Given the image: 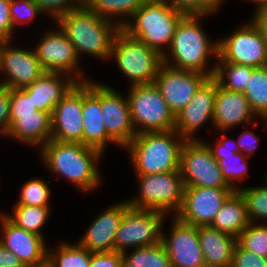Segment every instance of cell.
Listing matches in <instances>:
<instances>
[{"instance_id": "1", "label": "cell", "mask_w": 267, "mask_h": 267, "mask_svg": "<svg viewBox=\"0 0 267 267\" xmlns=\"http://www.w3.org/2000/svg\"><path fill=\"white\" fill-rule=\"evenodd\" d=\"M39 153L53 174L66 178L82 192L94 191L101 184V174L96 164L102 157L100 150L79 142L50 139Z\"/></svg>"}, {"instance_id": "2", "label": "cell", "mask_w": 267, "mask_h": 267, "mask_svg": "<svg viewBox=\"0 0 267 267\" xmlns=\"http://www.w3.org/2000/svg\"><path fill=\"white\" fill-rule=\"evenodd\" d=\"M205 16L186 14L180 20L169 49L162 56L163 63L177 69L200 72L209 78L214 76L216 65L209 68L208 63L210 58H218V41L211 42L199 23V19Z\"/></svg>"}, {"instance_id": "3", "label": "cell", "mask_w": 267, "mask_h": 267, "mask_svg": "<svg viewBox=\"0 0 267 267\" xmlns=\"http://www.w3.org/2000/svg\"><path fill=\"white\" fill-rule=\"evenodd\" d=\"M55 22L74 45L79 59L82 52L104 60L109 59L115 36L121 29L114 21L98 16L85 3Z\"/></svg>"}, {"instance_id": "4", "label": "cell", "mask_w": 267, "mask_h": 267, "mask_svg": "<svg viewBox=\"0 0 267 267\" xmlns=\"http://www.w3.org/2000/svg\"><path fill=\"white\" fill-rule=\"evenodd\" d=\"M185 140L175 130L142 132L125 147L137 175L180 171V151Z\"/></svg>"}, {"instance_id": "5", "label": "cell", "mask_w": 267, "mask_h": 267, "mask_svg": "<svg viewBox=\"0 0 267 267\" xmlns=\"http://www.w3.org/2000/svg\"><path fill=\"white\" fill-rule=\"evenodd\" d=\"M185 15L165 1L148 0L122 29L163 56L172 42L178 23Z\"/></svg>"}, {"instance_id": "6", "label": "cell", "mask_w": 267, "mask_h": 267, "mask_svg": "<svg viewBox=\"0 0 267 267\" xmlns=\"http://www.w3.org/2000/svg\"><path fill=\"white\" fill-rule=\"evenodd\" d=\"M113 57L120 72L131 80L130 86L154 83L163 63L158 52L122 28L114 39L110 58Z\"/></svg>"}, {"instance_id": "7", "label": "cell", "mask_w": 267, "mask_h": 267, "mask_svg": "<svg viewBox=\"0 0 267 267\" xmlns=\"http://www.w3.org/2000/svg\"><path fill=\"white\" fill-rule=\"evenodd\" d=\"M139 196L130 198V207L157 210L174 215L180 210L184 196V180L180 171L137 175ZM174 211V212H173Z\"/></svg>"}, {"instance_id": "8", "label": "cell", "mask_w": 267, "mask_h": 267, "mask_svg": "<svg viewBox=\"0 0 267 267\" xmlns=\"http://www.w3.org/2000/svg\"><path fill=\"white\" fill-rule=\"evenodd\" d=\"M127 100L136 134L175 130V115L154 83L130 86Z\"/></svg>"}, {"instance_id": "9", "label": "cell", "mask_w": 267, "mask_h": 267, "mask_svg": "<svg viewBox=\"0 0 267 267\" xmlns=\"http://www.w3.org/2000/svg\"><path fill=\"white\" fill-rule=\"evenodd\" d=\"M180 173L185 187L231 188L206 141L185 140L180 151Z\"/></svg>"}, {"instance_id": "10", "label": "cell", "mask_w": 267, "mask_h": 267, "mask_svg": "<svg viewBox=\"0 0 267 267\" xmlns=\"http://www.w3.org/2000/svg\"><path fill=\"white\" fill-rule=\"evenodd\" d=\"M166 214L157 210L130 207L117 230L114 251L127 252V248H139L161 242Z\"/></svg>"}, {"instance_id": "11", "label": "cell", "mask_w": 267, "mask_h": 267, "mask_svg": "<svg viewBox=\"0 0 267 267\" xmlns=\"http://www.w3.org/2000/svg\"><path fill=\"white\" fill-rule=\"evenodd\" d=\"M217 62H232L252 68L267 65V42L252 23L234 30L229 36L218 40Z\"/></svg>"}, {"instance_id": "12", "label": "cell", "mask_w": 267, "mask_h": 267, "mask_svg": "<svg viewBox=\"0 0 267 267\" xmlns=\"http://www.w3.org/2000/svg\"><path fill=\"white\" fill-rule=\"evenodd\" d=\"M35 47L36 56L45 72L63 73L77 82L87 81V78H83V73L78 71L80 59L74 45L60 28L48 30Z\"/></svg>"}, {"instance_id": "13", "label": "cell", "mask_w": 267, "mask_h": 267, "mask_svg": "<svg viewBox=\"0 0 267 267\" xmlns=\"http://www.w3.org/2000/svg\"><path fill=\"white\" fill-rule=\"evenodd\" d=\"M208 78L200 72L177 69L162 63L154 84L158 87L171 112L176 116L187 106Z\"/></svg>"}, {"instance_id": "14", "label": "cell", "mask_w": 267, "mask_h": 267, "mask_svg": "<svg viewBox=\"0 0 267 267\" xmlns=\"http://www.w3.org/2000/svg\"><path fill=\"white\" fill-rule=\"evenodd\" d=\"M234 192L232 188L185 187L183 202L175 216L194 226H208L226 199Z\"/></svg>"}, {"instance_id": "15", "label": "cell", "mask_w": 267, "mask_h": 267, "mask_svg": "<svg viewBox=\"0 0 267 267\" xmlns=\"http://www.w3.org/2000/svg\"><path fill=\"white\" fill-rule=\"evenodd\" d=\"M172 221L170 235L162 230L161 236L171 267H206L197 226L184 223L174 215Z\"/></svg>"}, {"instance_id": "16", "label": "cell", "mask_w": 267, "mask_h": 267, "mask_svg": "<svg viewBox=\"0 0 267 267\" xmlns=\"http://www.w3.org/2000/svg\"><path fill=\"white\" fill-rule=\"evenodd\" d=\"M83 82H77L54 107L51 139L83 144Z\"/></svg>"}, {"instance_id": "17", "label": "cell", "mask_w": 267, "mask_h": 267, "mask_svg": "<svg viewBox=\"0 0 267 267\" xmlns=\"http://www.w3.org/2000/svg\"><path fill=\"white\" fill-rule=\"evenodd\" d=\"M100 107L106 133L125 148L137 135L131 121L127 97L100 83Z\"/></svg>"}, {"instance_id": "18", "label": "cell", "mask_w": 267, "mask_h": 267, "mask_svg": "<svg viewBox=\"0 0 267 267\" xmlns=\"http://www.w3.org/2000/svg\"><path fill=\"white\" fill-rule=\"evenodd\" d=\"M217 81L208 78L196 91L187 106L175 116V132L184 140H199L197 129L207 120L213 123Z\"/></svg>"}, {"instance_id": "19", "label": "cell", "mask_w": 267, "mask_h": 267, "mask_svg": "<svg viewBox=\"0 0 267 267\" xmlns=\"http://www.w3.org/2000/svg\"><path fill=\"white\" fill-rule=\"evenodd\" d=\"M43 70L34 49L11 47L7 41L1 53L0 74H5V80L0 86L8 89H21L37 80Z\"/></svg>"}, {"instance_id": "20", "label": "cell", "mask_w": 267, "mask_h": 267, "mask_svg": "<svg viewBox=\"0 0 267 267\" xmlns=\"http://www.w3.org/2000/svg\"><path fill=\"white\" fill-rule=\"evenodd\" d=\"M2 245L12 251L26 267L34 266L47 259L44 236L28 232L12 223L2 212L0 214Z\"/></svg>"}, {"instance_id": "21", "label": "cell", "mask_w": 267, "mask_h": 267, "mask_svg": "<svg viewBox=\"0 0 267 267\" xmlns=\"http://www.w3.org/2000/svg\"><path fill=\"white\" fill-rule=\"evenodd\" d=\"M130 208L127 200L118 202L104 210L88 227L77 243L92 253L114 251L117 230Z\"/></svg>"}, {"instance_id": "22", "label": "cell", "mask_w": 267, "mask_h": 267, "mask_svg": "<svg viewBox=\"0 0 267 267\" xmlns=\"http://www.w3.org/2000/svg\"><path fill=\"white\" fill-rule=\"evenodd\" d=\"M83 145L104 153L108 143L118 145L107 133L101 115L100 83L90 79L83 82Z\"/></svg>"}, {"instance_id": "23", "label": "cell", "mask_w": 267, "mask_h": 267, "mask_svg": "<svg viewBox=\"0 0 267 267\" xmlns=\"http://www.w3.org/2000/svg\"><path fill=\"white\" fill-rule=\"evenodd\" d=\"M253 116L255 118L256 114L252 111L244 93L227 90L217 83L213 115L215 129L225 133L231 127L234 128L245 122L248 125L257 126Z\"/></svg>"}, {"instance_id": "24", "label": "cell", "mask_w": 267, "mask_h": 267, "mask_svg": "<svg viewBox=\"0 0 267 267\" xmlns=\"http://www.w3.org/2000/svg\"><path fill=\"white\" fill-rule=\"evenodd\" d=\"M76 83L73 77L66 74L44 72L32 84L21 89L31 98L38 111L52 115L54 107Z\"/></svg>"}, {"instance_id": "25", "label": "cell", "mask_w": 267, "mask_h": 267, "mask_svg": "<svg viewBox=\"0 0 267 267\" xmlns=\"http://www.w3.org/2000/svg\"><path fill=\"white\" fill-rule=\"evenodd\" d=\"M206 267H230L237 238L208 226H197Z\"/></svg>"}, {"instance_id": "26", "label": "cell", "mask_w": 267, "mask_h": 267, "mask_svg": "<svg viewBox=\"0 0 267 267\" xmlns=\"http://www.w3.org/2000/svg\"><path fill=\"white\" fill-rule=\"evenodd\" d=\"M51 126L50 113L37 111L36 114L19 115V118H10L7 138L40 149L51 139Z\"/></svg>"}, {"instance_id": "27", "label": "cell", "mask_w": 267, "mask_h": 267, "mask_svg": "<svg viewBox=\"0 0 267 267\" xmlns=\"http://www.w3.org/2000/svg\"><path fill=\"white\" fill-rule=\"evenodd\" d=\"M249 223L244 197L239 191H234L216 213L210 226L237 238Z\"/></svg>"}, {"instance_id": "28", "label": "cell", "mask_w": 267, "mask_h": 267, "mask_svg": "<svg viewBox=\"0 0 267 267\" xmlns=\"http://www.w3.org/2000/svg\"><path fill=\"white\" fill-rule=\"evenodd\" d=\"M147 1L148 0H84V3L101 18L113 21L115 20L114 18L117 17L120 21L115 20V23L122 28L131 19L134 13Z\"/></svg>"}, {"instance_id": "29", "label": "cell", "mask_w": 267, "mask_h": 267, "mask_svg": "<svg viewBox=\"0 0 267 267\" xmlns=\"http://www.w3.org/2000/svg\"><path fill=\"white\" fill-rule=\"evenodd\" d=\"M123 267H171L170 259L162 242L134 248L131 254L122 253Z\"/></svg>"}, {"instance_id": "30", "label": "cell", "mask_w": 267, "mask_h": 267, "mask_svg": "<svg viewBox=\"0 0 267 267\" xmlns=\"http://www.w3.org/2000/svg\"><path fill=\"white\" fill-rule=\"evenodd\" d=\"M254 68L232 62H217L213 78L230 91L243 93Z\"/></svg>"}, {"instance_id": "31", "label": "cell", "mask_w": 267, "mask_h": 267, "mask_svg": "<svg viewBox=\"0 0 267 267\" xmlns=\"http://www.w3.org/2000/svg\"><path fill=\"white\" fill-rule=\"evenodd\" d=\"M50 206L15 205L13 214L4 215L17 227L43 236L41 229L50 217Z\"/></svg>"}, {"instance_id": "32", "label": "cell", "mask_w": 267, "mask_h": 267, "mask_svg": "<svg viewBox=\"0 0 267 267\" xmlns=\"http://www.w3.org/2000/svg\"><path fill=\"white\" fill-rule=\"evenodd\" d=\"M252 111L267 119V67L254 68L248 85L243 92Z\"/></svg>"}, {"instance_id": "33", "label": "cell", "mask_w": 267, "mask_h": 267, "mask_svg": "<svg viewBox=\"0 0 267 267\" xmlns=\"http://www.w3.org/2000/svg\"><path fill=\"white\" fill-rule=\"evenodd\" d=\"M47 250V259L53 267H90L91 252L78 243L63 242L56 250Z\"/></svg>"}, {"instance_id": "34", "label": "cell", "mask_w": 267, "mask_h": 267, "mask_svg": "<svg viewBox=\"0 0 267 267\" xmlns=\"http://www.w3.org/2000/svg\"><path fill=\"white\" fill-rule=\"evenodd\" d=\"M264 185L256 187L239 188L244 197L249 222L264 220L267 224V177H264Z\"/></svg>"}, {"instance_id": "35", "label": "cell", "mask_w": 267, "mask_h": 267, "mask_svg": "<svg viewBox=\"0 0 267 267\" xmlns=\"http://www.w3.org/2000/svg\"><path fill=\"white\" fill-rule=\"evenodd\" d=\"M237 243L242 248L267 258V224L250 222L237 237Z\"/></svg>"}, {"instance_id": "36", "label": "cell", "mask_w": 267, "mask_h": 267, "mask_svg": "<svg viewBox=\"0 0 267 267\" xmlns=\"http://www.w3.org/2000/svg\"><path fill=\"white\" fill-rule=\"evenodd\" d=\"M43 179L34 178L23 184L21 194L15 205L49 206L51 189Z\"/></svg>"}, {"instance_id": "37", "label": "cell", "mask_w": 267, "mask_h": 267, "mask_svg": "<svg viewBox=\"0 0 267 267\" xmlns=\"http://www.w3.org/2000/svg\"><path fill=\"white\" fill-rule=\"evenodd\" d=\"M248 158L242 153H236L233 156L226 157L225 159H218V166L221 169L223 177L225 178L227 184L234 190L238 191L237 183L235 181H241L246 178Z\"/></svg>"}, {"instance_id": "38", "label": "cell", "mask_w": 267, "mask_h": 267, "mask_svg": "<svg viewBox=\"0 0 267 267\" xmlns=\"http://www.w3.org/2000/svg\"><path fill=\"white\" fill-rule=\"evenodd\" d=\"M43 14L34 0H10V16L13 29L18 24L28 23Z\"/></svg>"}, {"instance_id": "39", "label": "cell", "mask_w": 267, "mask_h": 267, "mask_svg": "<svg viewBox=\"0 0 267 267\" xmlns=\"http://www.w3.org/2000/svg\"><path fill=\"white\" fill-rule=\"evenodd\" d=\"M185 14L212 15L219 10V6L213 0H162ZM218 9V10H217Z\"/></svg>"}, {"instance_id": "40", "label": "cell", "mask_w": 267, "mask_h": 267, "mask_svg": "<svg viewBox=\"0 0 267 267\" xmlns=\"http://www.w3.org/2000/svg\"><path fill=\"white\" fill-rule=\"evenodd\" d=\"M40 10L46 15H51L56 21L74 8L81 6L84 0H34Z\"/></svg>"}, {"instance_id": "41", "label": "cell", "mask_w": 267, "mask_h": 267, "mask_svg": "<svg viewBox=\"0 0 267 267\" xmlns=\"http://www.w3.org/2000/svg\"><path fill=\"white\" fill-rule=\"evenodd\" d=\"M31 98L22 89H10V118H19V115L36 114Z\"/></svg>"}, {"instance_id": "42", "label": "cell", "mask_w": 267, "mask_h": 267, "mask_svg": "<svg viewBox=\"0 0 267 267\" xmlns=\"http://www.w3.org/2000/svg\"><path fill=\"white\" fill-rule=\"evenodd\" d=\"M230 267H267V258L258 256L236 243Z\"/></svg>"}, {"instance_id": "43", "label": "cell", "mask_w": 267, "mask_h": 267, "mask_svg": "<svg viewBox=\"0 0 267 267\" xmlns=\"http://www.w3.org/2000/svg\"><path fill=\"white\" fill-rule=\"evenodd\" d=\"M90 267H123L122 253L118 251L91 252Z\"/></svg>"}, {"instance_id": "44", "label": "cell", "mask_w": 267, "mask_h": 267, "mask_svg": "<svg viewBox=\"0 0 267 267\" xmlns=\"http://www.w3.org/2000/svg\"><path fill=\"white\" fill-rule=\"evenodd\" d=\"M215 146L207 144L210 149L212 156L217 161L218 159L226 158L233 156L236 153H239L238 145L236 141L226 138L225 136H220L219 140L216 141Z\"/></svg>"}, {"instance_id": "45", "label": "cell", "mask_w": 267, "mask_h": 267, "mask_svg": "<svg viewBox=\"0 0 267 267\" xmlns=\"http://www.w3.org/2000/svg\"><path fill=\"white\" fill-rule=\"evenodd\" d=\"M10 128V89L0 86V135L7 136Z\"/></svg>"}, {"instance_id": "46", "label": "cell", "mask_w": 267, "mask_h": 267, "mask_svg": "<svg viewBox=\"0 0 267 267\" xmlns=\"http://www.w3.org/2000/svg\"><path fill=\"white\" fill-rule=\"evenodd\" d=\"M13 31L10 16V0H0V37L12 41Z\"/></svg>"}, {"instance_id": "47", "label": "cell", "mask_w": 267, "mask_h": 267, "mask_svg": "<svg viewBox=\"0 0 267 267\" xmlns=\"http://www.w3.org/2000/svg\"><path fill=\"white\" fill-rule=\"evenodd\" d=\"M258 142V137L250 130L243 131L239 135L238 141H236L239 152L247 158L257 149Z\"/></svg>"}, {"instance_id": "48", "label": "cell", "mask_w": 267, "mask_h": 267, "mask_svg": "<svg viewBox=\"0 0 267 267\" xmlns=\"http://www.w3.org/2000/svg\"><path fill=\"white\" fill-rule=\"evenodd\" d=\"M0 267H26L24 263L0 242Z\"/></svg>"}, {"instance_id": "49", "label": "cell", "mask_w": 267, "mask_h": 267, "mask_svg": "<svg viewBox=\"0 0 267 267\" xmlns=\"http://www.w3.org/2000/svg\"><path fill=\"white\" fill-rule=\"evenodd\" d=\"M251 21L267 42V6L257 9Z\"/></svg>"}, {"instance_id": "50", "label": "cell", "mask_w": 267, "mask_h": 267, "mask_svg": "<svg viewBox=\"0 0 267 267\" xmlns=\"http://www.w3.org/2000/svg\"><path fill=\"white\" fill-rule=\"evenodd\" d=\"M247 1L255 3L256 10L267 6V0H247Z\"/></svg>"}, {"instance_id": "51", "label": "cell", "mask_w": 267, "mask_h": 267, "mask_svg": "<svg viewBox=\"0 0 267 267\" xmlns=\"http://www.w3.org/2000/svg\"><path fill=\"white\" fill-rule=\"evenodd\" d=\"M29 267H53V265L49 262L48 259H46L44 262L34 265V266H29Z\"/></svg>"}, {"instance_id": "52", "label": "cell", "mask_w": 267, "mask_h": 267, "mask_svg": "<svg viewBox=\"0 0 267 267\" xmlns=\"http://www.w3.org/2000/svg\"><path fill=\"white\" fill-rule=\"evenodd\" d=\"M7 41L8 40L0 37V62H1V53H2L3 47H4V45L6 44Z\"/></svg>"}, {"instance_id": "53", "label": "cell", "mask_w": 267, "mask_h": 267, "mask_svg": "<svg viewBox=\"0 0 267 267\" xmlns=\"http://www.w3.org/2000/svg\"><path fill=\"white\" fill-rule=\"evenodd\" d=\"M219 7L223 4V0H213Z\"/></svg>"}, {"instance_id": "54", "label": "cell", "mask_w": 267, "mask_h": 267, "mask_svg": "<svg viewBox=\"0 0 267 267\" xmlns=\"http://www.w3.org/2000/svg\"><path fill=\"white\" fill-rule=\"evenodd\" d=\"M263 121H264V122L266 121L265 124H266V127H267V119H264Z\"/></svg>"}]
</instances>
